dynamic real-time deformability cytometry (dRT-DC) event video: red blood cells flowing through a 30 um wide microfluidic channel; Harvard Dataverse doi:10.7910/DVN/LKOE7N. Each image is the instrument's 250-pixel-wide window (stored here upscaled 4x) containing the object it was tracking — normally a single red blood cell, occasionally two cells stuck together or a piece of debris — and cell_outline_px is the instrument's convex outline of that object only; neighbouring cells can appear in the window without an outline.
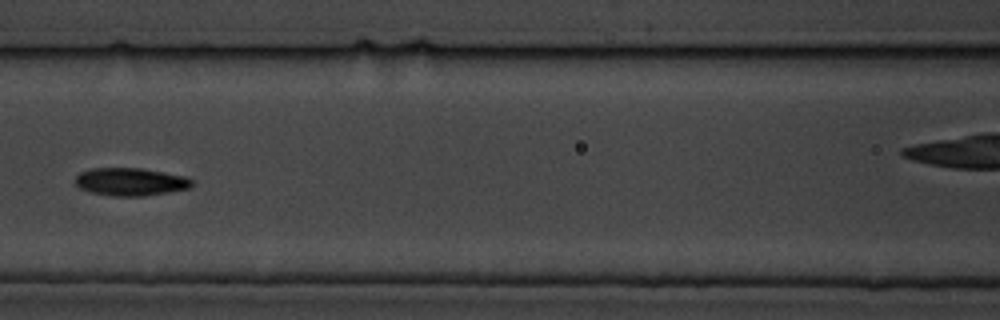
{"species": "common noctule bat (a hibernating species)", "species_latin": "Nyctalus noctula", "temperature_condition": "cold", "stored_images_in_passage": 9, "camera_frame_rate_fps": 3000, "um_per_image_px": 0.085, "animal": {"sex": "male", "body_mass_g": 19.5, "forearm_length_mm": 54.6}, "frame": {"image": 1, "passage_image": 8, "time_ms": 8.0, "image_size_px": [1000, 320], "cell_outline_px": [[192, 184], [188, 188], [168, 192], [144, 196], [112, 196], [92, 192], [80, 188], [76, 184], [76, 176], [80, 172], [92, 168], [140, 168], [188, 176], [192, 180]], "centroid_in_image_um": [11.11, 15.44], "position_along_channel_um": 155.5, "area_um2": 18.84}}